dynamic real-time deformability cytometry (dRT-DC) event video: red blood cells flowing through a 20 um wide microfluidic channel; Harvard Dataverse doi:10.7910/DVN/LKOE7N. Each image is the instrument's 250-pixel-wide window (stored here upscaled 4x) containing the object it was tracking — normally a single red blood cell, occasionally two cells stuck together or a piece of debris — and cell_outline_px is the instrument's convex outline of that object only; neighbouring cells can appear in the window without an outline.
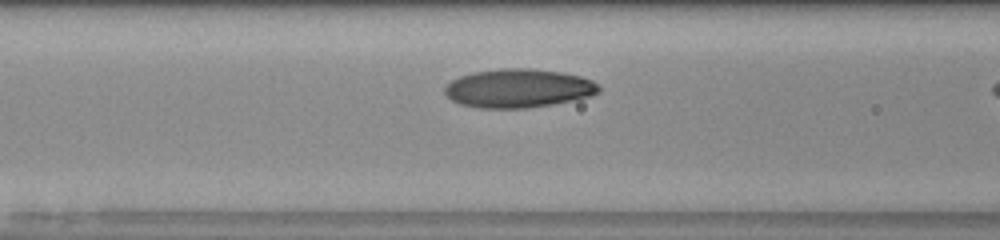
{"species": "human", "species_latin": "Homo sapiens", "temperature_condition": "room temperature", "stored_images_in_passage": 9, "camera_frame_rate_fps": 3000, "um_per_image_px": 0.085, "donor": {"sex": "male"}, "frame": {"image": 1, "passage_image": 7, "time_ms": 2.0, "image_size_px": [1000, 240], "cell_outline_px": [[600, 92], [592, 96], [576, 100], [528, 108], [476, 108], [460, 104], [452, 100], [444, 92], [444, 88], [452, 80], [460, 76], [472, 72], [500, 68], [528, 68], [560, 72], [580, 76], [592, 80], [600, 88]], "centroid_in_image_um": [44.07, 7.51], "position_along_channel_um": 122.5, "area_um2": 34.91}}